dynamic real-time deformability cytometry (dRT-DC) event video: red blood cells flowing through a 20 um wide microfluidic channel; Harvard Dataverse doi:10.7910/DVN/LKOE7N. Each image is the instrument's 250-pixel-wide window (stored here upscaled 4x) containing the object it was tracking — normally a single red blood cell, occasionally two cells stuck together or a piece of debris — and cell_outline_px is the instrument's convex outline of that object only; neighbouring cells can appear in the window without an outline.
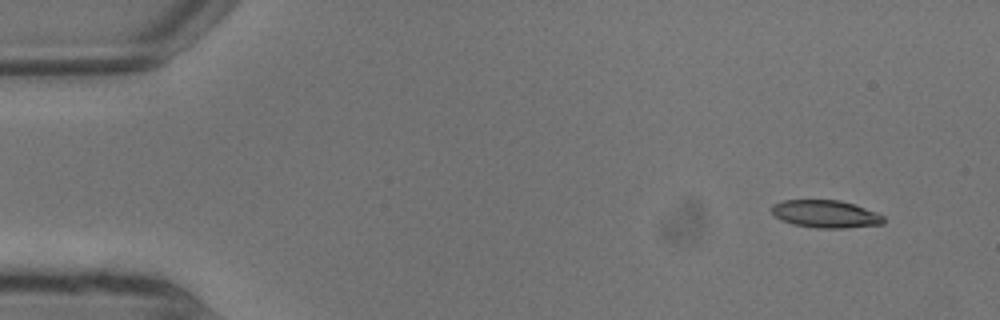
{"species": "common noctule bat (a hibernating species)", "species_latin": "Nyctalus noctula", "temperature_condition": "warm", "stored_images_in_passage": 5, "camera_frame_rate_fps": 3000, "um_per_image_px": 0.085, "animal": {"sex": "male", "body_mass_g": 13.3}, "frame": {"image": 1, "passage_image": 1, "time_ms": 0.0, "image_size_px": [1000, 320], "cell_outline_px": [[884, 224], [844, 228], [816, 228], [792, 224], [780, 220], [772, 216], [772, 204], [784, 200], [840, 200], [876, 212], [884, 216]], "centroid_in_image_um": [70.14, 18.19], "position_along_channel_um": 14.9, "area_um2": 18.09}}
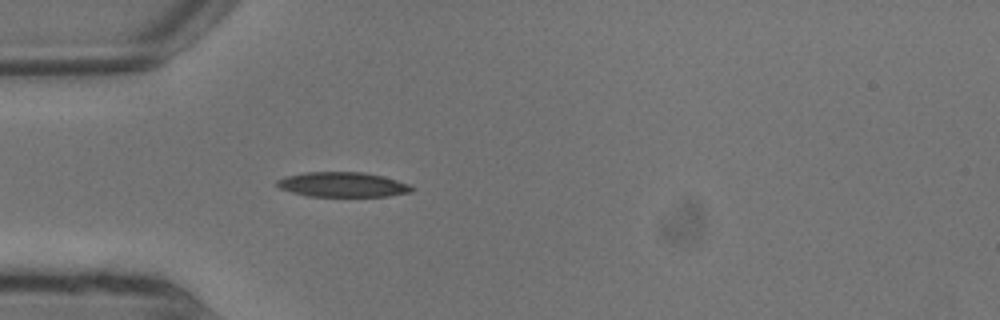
{"frame": {"image": 2, "passage_image": 5, "time_ms": 1.333, "image_size_px": [1000, 320], "cell_outline_px": [[416, 188], [412, 192], [388, 196], [308, 196], [292, 192], [280, 188], [276, 184], [276, 180], [284, 176], [304, 172], [364, 172], [384, 176], [408, 184]], "centroid_in_image_um": [29.13, 15.68], "position_along_channel_um": 55.9, "area_um2": 19.59}}